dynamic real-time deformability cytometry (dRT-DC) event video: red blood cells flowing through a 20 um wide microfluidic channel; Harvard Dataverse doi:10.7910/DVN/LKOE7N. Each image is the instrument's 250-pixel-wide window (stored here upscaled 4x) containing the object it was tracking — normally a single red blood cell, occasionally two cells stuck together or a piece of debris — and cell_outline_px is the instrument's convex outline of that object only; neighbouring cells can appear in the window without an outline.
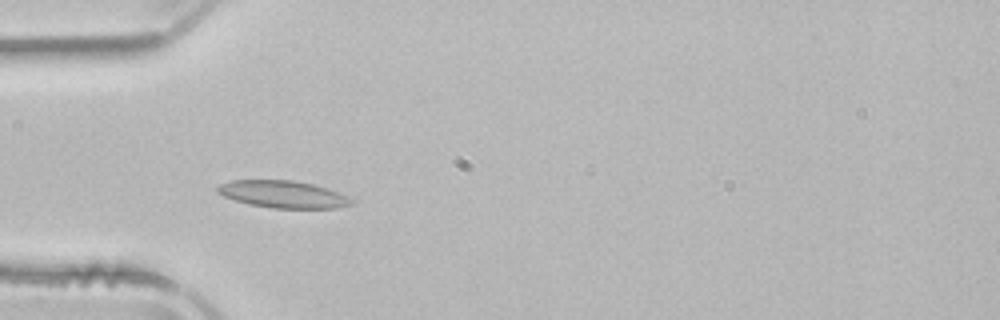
{"species": "common noctule bat (a hibernating species)", "species_latin": "Nyctalus noctula", "temperature_condition": "room temperature", "stored_images_in_passage": 39, "camera_frame_rate_fps": 3000, "um_per_image_px": 0.085, "animal": {"sex": "male", "body_mass_g": 21.5, "forearm_length_mm": 52.0}, "frame": {"image": 1, "passage_image": 12, "time_ms": 3.667, "image_size_px": [1000, 320], "cell_outline_px": [[356, 204], [336, 208], [272, 208], [248, 204], [224, 196], [216, 192], [216, 188], [220, 184], [232, 180], [296, 180], [328, 188], [348, 196], [356, 200]], "centroid_in_image_um": [24.11, 16.51], "position_along_channel_um": 60.9, "area_um2": 21.44}}
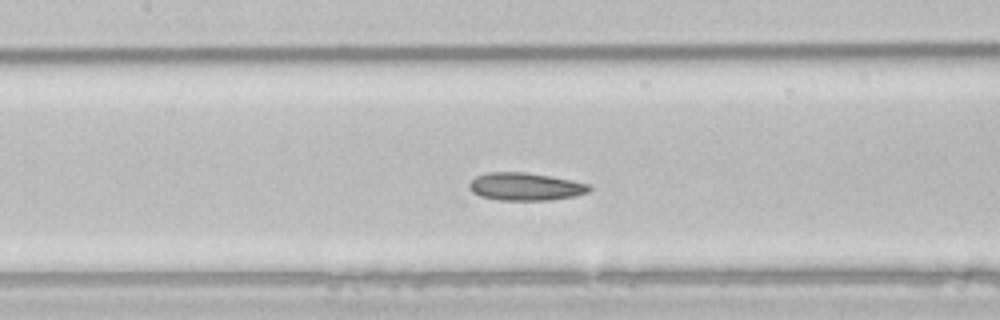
{"frame": {"image": 2, "passage_image": 20, "time_ms": 6.333, "image_size_px": [1000, 320], "cell_outline_px": [[592, 188], [588, 192], [576, 196], [552, 200], [500, 200], [480, 196], [472, 192], [468, 188], [468, 184], [476, 176], [488, 172], [524, 172], [548, 176], [592, 184]], "centroid_in_image_um": [44.67, 15.87], "position_along_channel_um": 162.7, "area_um2": 19.48}}
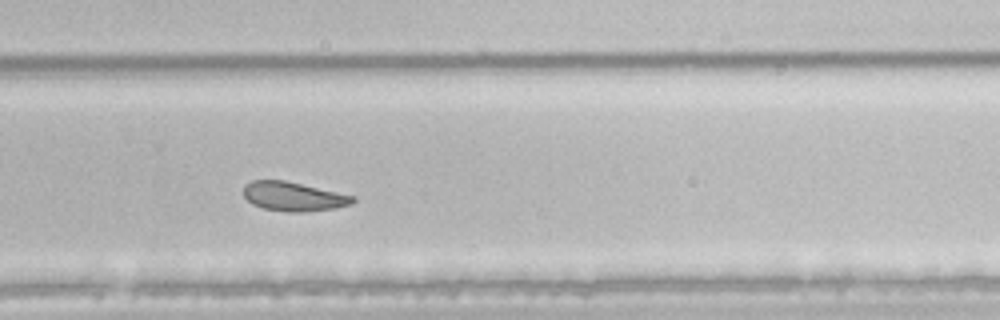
{"frame": {"image": 3, "passage_image": 31, "time_ms": 10.0, "image_size_px": [1000, 320], "cell_outline_px": [[356, 200], [352, 204], [336, 208], [304, 212], [288, 212], [264, 208], [252, 204], [244, 196], [244, 184], [252, 180], [284, 180], [356, 196]], "centroid_in_image_um": [24.96, 16.7], "position_along_channel_um": 304.8, "area_um2": 18.61}, "authors_computed_cell_mechanics": {"area_um2": 19.4786, "velocity_mm_per_s": 3.8956, "shape_relaxation_time_tau1_ms": 6.3741, "shape_relaxation_time_tau2_ms": 2.1375, "deformation_change_tau1": 0.1268, "deformation_change_tau2": 0.0653}}